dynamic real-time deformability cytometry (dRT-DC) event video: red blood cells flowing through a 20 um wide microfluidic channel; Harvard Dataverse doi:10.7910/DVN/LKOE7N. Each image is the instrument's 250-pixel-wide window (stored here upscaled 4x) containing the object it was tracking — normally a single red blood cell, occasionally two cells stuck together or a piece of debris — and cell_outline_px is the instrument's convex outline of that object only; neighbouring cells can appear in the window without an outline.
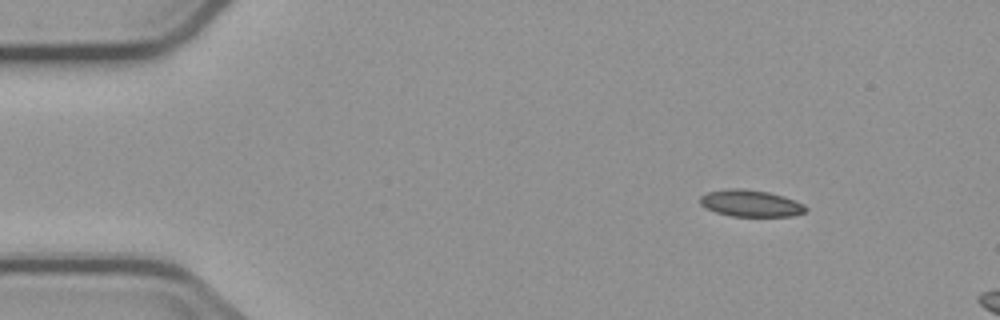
{"species": "common noctule bat (a hibernating species)", "species_latin": "Nyctalus noctula", "temperature_condition": "cold", "stored_images_in_passage": 9, "camera_frame_rate_fps": 3000, "um_per_image_px": 0.085, "animal": {"sex": "male", "body_mass_g": 23.1, "forearm_length_mm": 52.7}, "frame": {"image": 1, "passage_image": 1, "time_ms": 0.0, "image_size_px": [1000, 320], "cell_outline_px": [[808, 208], [804, 212], [792, 216], [732, 216], [716, 212], [704, 208], [700, 204], [700, 196], [708, 192], [728, 188], [744, 188], [768, 192], [784, 196], [804, 204]], "centroid_in_image_um": [63.79, 17.27], "position_along_channel_um": 21.2, "area_um2": 16.53}}
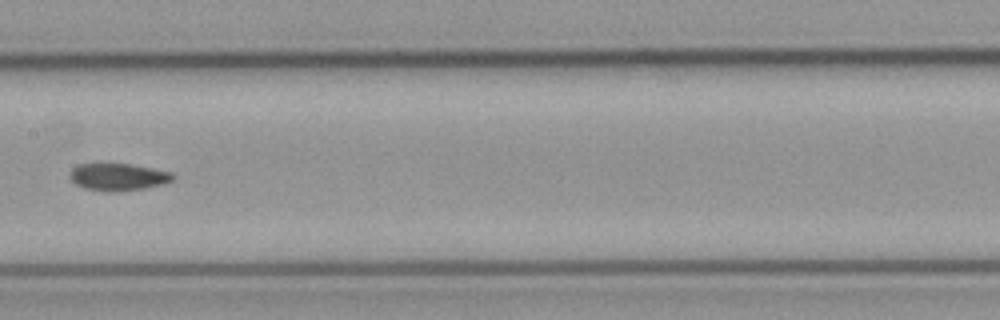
{"frame": {"image": 2, "passage_image": 6, "time_ms": 7.0, "image_size_px": [1000, 320], "cell_outline_px": [[176, 176], [172, 180], [164, 184], [144, 188], [108, 192], [84, 188], [76, 184], [68, 176], [72, 168], [76, 164], [128, 164], [152, 168], [172, 172]], "centroid_in_image_um": [10.03, 15.04], "position_along_channel_um": 197.4, "area_um2": 16.3}}
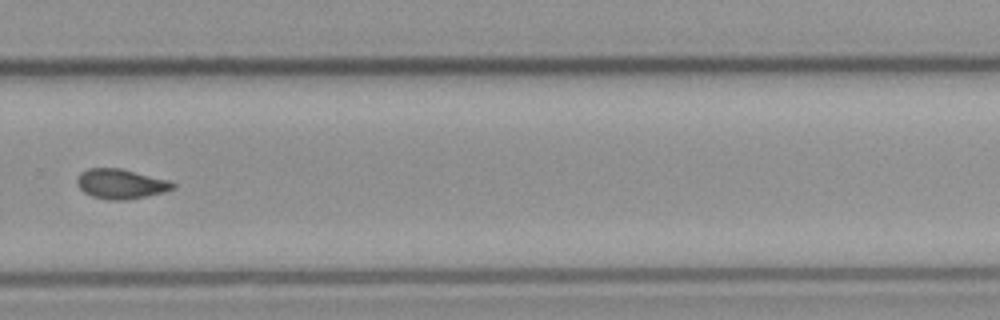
{"frame": {"image": 3, "passage_image": 9, "time_ms": 10.333, "image_size_px": [1000, 320], "cell_outline_px": [[176, 188], [164, 192], [128, 200], [112, 200], [92, 196], [84, 192], [76, 184], [76, 180], [80, 172], [88, 168], [120, 168], [172, 180], [176, 184]], "centroid_in_image_um": [10.31, 15.62], "position_along_channel_um": 319.5, "area_um2": 16.88}}